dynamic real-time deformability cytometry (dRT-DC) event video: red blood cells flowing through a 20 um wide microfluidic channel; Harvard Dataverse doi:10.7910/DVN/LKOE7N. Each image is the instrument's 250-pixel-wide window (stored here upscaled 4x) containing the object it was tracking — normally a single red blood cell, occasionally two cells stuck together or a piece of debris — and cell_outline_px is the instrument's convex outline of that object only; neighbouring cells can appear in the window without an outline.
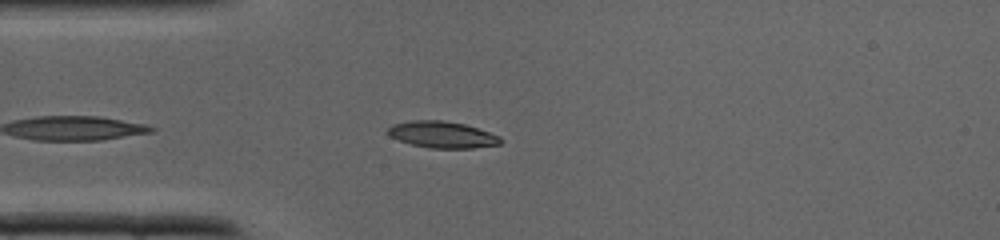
{"species": "common noctule bat (a hibernating species)", "species_latin": "Nyctalus noctula", "temperature_condition": "cold", "stored_images_in_passage": 30, "camera_frame_rate_fps": 3000, "um_per_image_px": 0.085, "animal": {"sex": "male", "body_mass_g": 19.0, "forearm_length_mm": 50.8}, "frame": {"image": 1, "passage_image": 5, "time_ms": 1.333, "image_size_px": [1000, 240], "cell_outline_px": [[504, 140], [500, 144], [472, 148], [432, 148], [412, 144], [388, 136], [384, 132], [392, 124], [412, 120], [444, 120], [464, 124], [500, 136]], "centroid_in_image_um": [37.56, 11.44], "position_along_channel_um": 47.4, "area_um2": 17.46}}
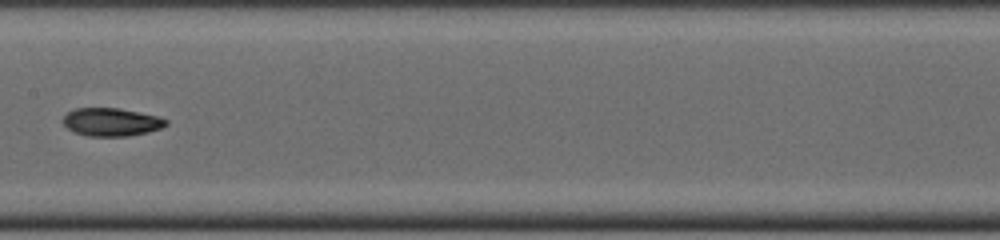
{"frame": {"image": 2, "passage_image": 14, "time_ms": 4.333, "image_size_px": [1000, 240], "cell_outline_px": [[168, 124], [160, 128], [148, 132], [128, 136], [88, 136], [76, 132], [68, 128], [64, 124], [64, 116], [68, 112], [76, 108], [116, 108], [156, 116], [168, 120]], "centroid_in_image_um": [9.47, 10.38], "position_along_channel_um": 197.9, "area_um2": 16.53}}
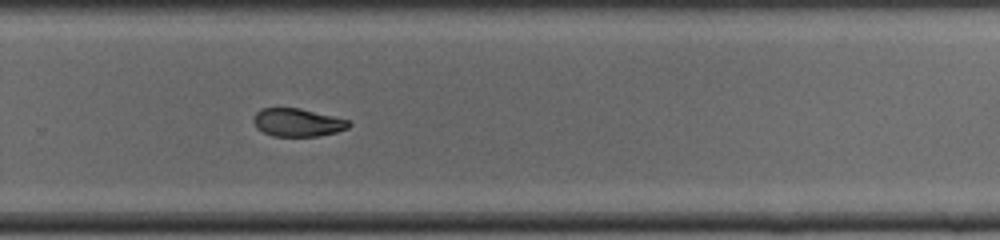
{"frame": {"image": 3, "passage_image": 20, "time_ms": 6.333, "image_size_px": [1000, 240], "cell_outline_px": [[352, 124], [348, 128], [336, 132], [316, 136], [272, 136], [256, 128], [252, 120], [252, 116], [260, 108], [300, 108], [348, 120]], "centroid_in_image_um": [25.24, 10.4], "position_along_channel_um": 304.6, "area_um2": 15.61}}